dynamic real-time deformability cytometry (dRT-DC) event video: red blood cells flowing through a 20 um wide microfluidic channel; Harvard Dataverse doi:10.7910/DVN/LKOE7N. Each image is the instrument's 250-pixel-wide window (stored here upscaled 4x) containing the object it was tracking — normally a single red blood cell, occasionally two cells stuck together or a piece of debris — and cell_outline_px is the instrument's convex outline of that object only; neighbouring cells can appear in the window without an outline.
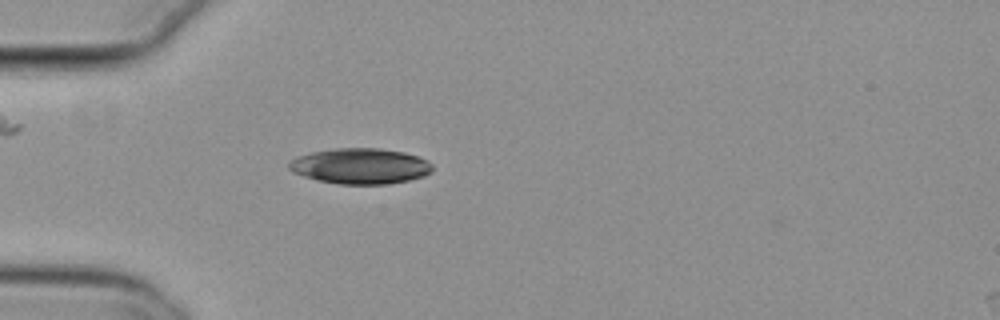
{"species": "common noctule bat (a hibernating species)", "species_latin": "Nyctalus noctula", "temperature_condition": "cold", "stored_images_in_passage": 39, "camera_frame_rate_fps": 3000, "um_per_image_px": 0.085, "animal": {"sex": "female", "body_mass_g": 29.2, "forearm_length_mm": 56.3}, "frame": {"image": 1, "passage_image": 1, "time_ms": 0.0, "image_size_px": [1000, 320], "cell_outline_px": [[432, 172], [424, 176], [408, 180], [388, 184], [340, 184], [316, 180], [292, 172], [288, 168], [288, 164], [292, 160], [300, 156], [312, 152], [336, 148], [380, 148], [404, 152], [428, 160], [432, 164]], "centroid_in_image_um": [30.65, 14.12], "position_along_channel_um": 54.4, "area_um2": 29.77}}
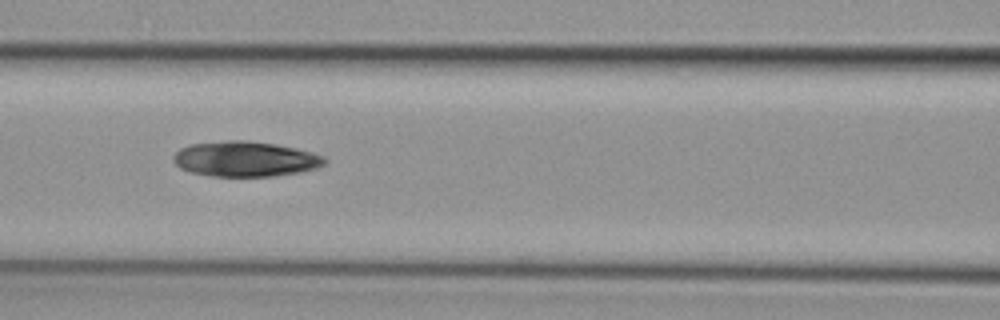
{"frame": {"image": 2, "passage_image": 9, "time_ms": 2.667, "image_size_px": [1000, 320], "cell_outline_px": [[328, 160], [324, 164], [316, 168], [300, 172], [276, 176], [212, 176], [192, 172], [180, 168], [172, 160], [172, 156], [180, 148], [188, 144], [228, 140], [248, 140], [276, 144], [296, 148], [312, 152], [324, 156]], "centroid_in_image_um": [20.85, 13.5], "position_along_channel_um": 145.8, "area_um2": 31.27}}
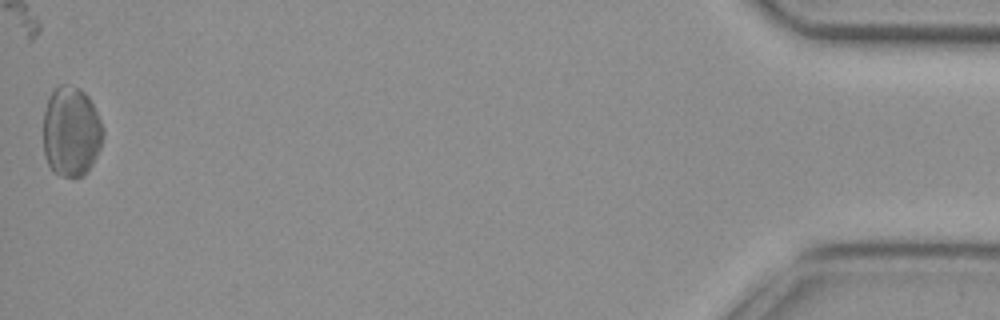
{"frame": {"image": 3, "passage_image": 39, "time_ms": 12.667, "image_size_px": [1000, 320], "cell_outline_px": [[104, 136], [100, 148], [92, 164], [84, 176], [60, 176], [52, 172], [44, 156], [44, 112], [48, 96], [60, 84], [64, 84], [80, 88], [88, 96], [100, 120], [104, 132]], "centroid_in_image_um": [6.04, 11.2], "position_along_channel_um": 429.2, "area_um2": 31.5}}